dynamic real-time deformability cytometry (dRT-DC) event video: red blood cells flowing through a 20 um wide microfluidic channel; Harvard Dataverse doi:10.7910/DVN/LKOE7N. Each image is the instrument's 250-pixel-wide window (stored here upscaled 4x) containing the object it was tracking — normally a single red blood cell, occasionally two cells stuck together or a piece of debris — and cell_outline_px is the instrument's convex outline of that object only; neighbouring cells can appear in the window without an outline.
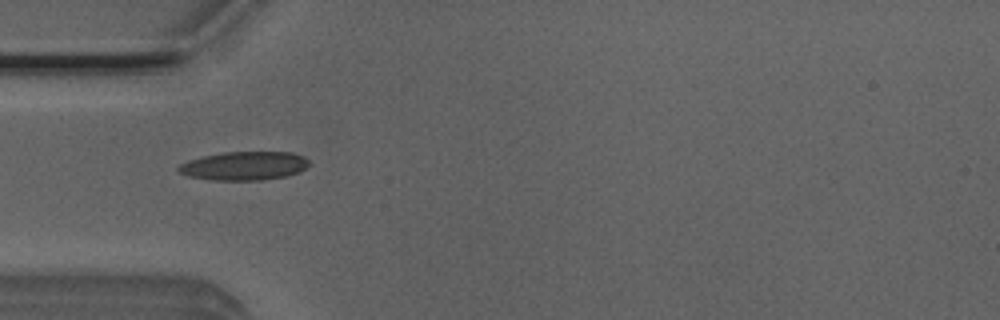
{"species": "Egyptian fruit bat (a non-hibernating species)", "species_latin": "Rousettus aegyptiacus", "temperature_condition": "room temperature", "stored_images_in_passage": 40, "camera_frame_rate_fps": 3000, "um_per_image_px": 0.085, "animal": {"sex": "male"}, "frame": {"image": 1, "passage_image": 3, "time_ms": 0.667, "image_size_px": [1000, 320], "cell_outline_px": [[308, 164], [300, 172], [288, 176], [260, 180], [208, 180], [188, 176], [180, 172], [176, 168], [180, 164], [188, 160], [204, 156], [224, 152], [292, 152], [304, 156], [308, 160]], "centroid_in_image_um": [20.75, 14.1], "position_along_channel_um": 64.2, "area_um2": 21.85}}
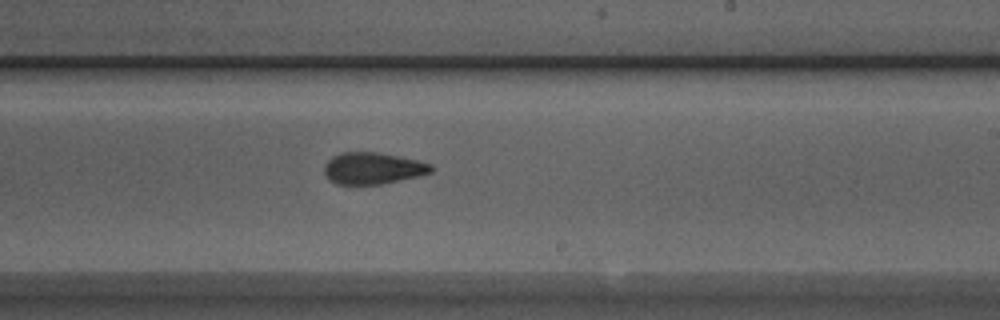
{"frame": {"image": 2, "passage_image": 18, "time_ms": 5.667, "image_size_px": [1000, 320], "cell_outline_px": [[432, 172], [416, 176], [380, 184], [336, 184], [328, 180], [324, 172], [324, 164], [332, 156], [340, 152], [380, 152], [416, 160], [432, 164]], "centroid_in_image_um": [31.63, 14.29], "position_along_channel_um": 257.4, "area_um2": 19.65}}
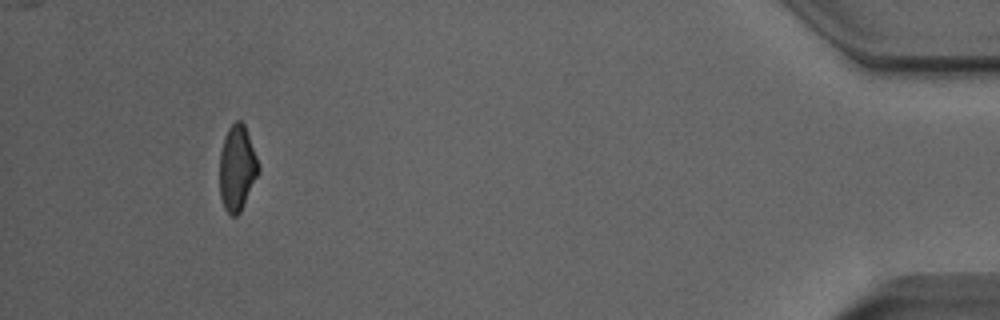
{"frame": {"image": 3, "passage_image": 36, "time_ms": 11.667, "image_size_px": [1000, 320], "cell_outline_px": [[260, 172], [240, 212], [236, 216], [232, 216], [224, 208], [220, 196], [220, 152], [228, 128], [236, 120], [240, 120], [244, 124], [256, 156], [260, 168]], "centroid_in_image_um": [20.16, 14.31], "position_along_channel_um": 415.0, "area_um2": 19.19}, "authors_computed_cell_mechanics": {"area_um2": 20.0855, "velocity_mm_per_s": 3.8612, "shape_relaxation_time_tau1_ms": 10.2876, "shape_relaxation_time_tau2_ms": 2.2166, "deformation_change_tau1": 0.2345, "deformation_change_tau2": 0.1055}}